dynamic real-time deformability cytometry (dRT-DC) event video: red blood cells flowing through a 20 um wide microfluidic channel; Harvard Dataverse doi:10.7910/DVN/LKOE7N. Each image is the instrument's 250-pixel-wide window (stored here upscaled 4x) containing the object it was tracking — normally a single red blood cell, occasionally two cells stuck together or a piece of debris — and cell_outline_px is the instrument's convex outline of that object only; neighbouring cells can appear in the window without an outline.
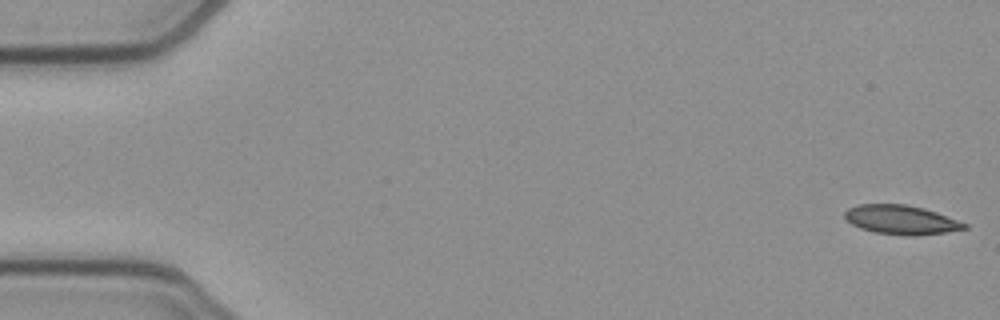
{"species": "common noctule bat (a hibernating species)", "species_latin": "Nyctalus noctula", "temperature_condition": "cold", "stored_images_in_passage": 52, "camera_frame_rate_fps": 3000, "um_per_image_px": 0.085, "animal": {"sex": "female", "body_mass_g": 21.9}, "frame": {"image": 1, "passage_image": 1, "time_ms": 0.0, "image_size_px": [1000, 320], "cell_outline_px": [[968, 228], [944, 232], [916, 236], [904, 236], [876, 232], [860, 228], [852, 224], [844, 216], [844, 212], [848, 208], [856, 204], [904, 204], [924, 208], [936, 212], [968, 224]], "centroid_in_image_um": [76.58, 18.68], "position_along_channel_um": 8.4, "area_um2": 20.29}}
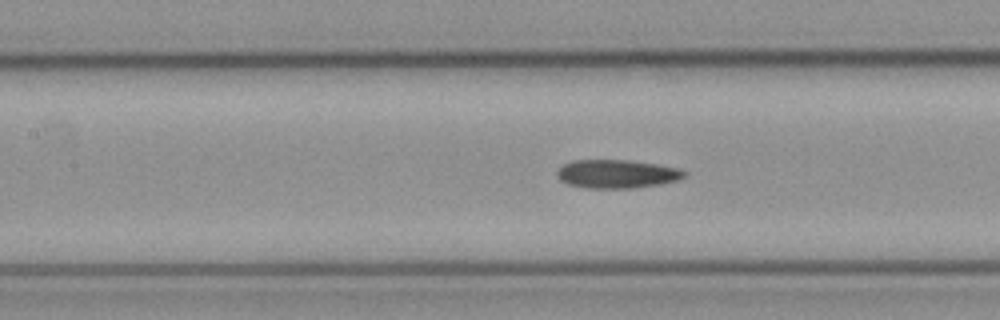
{"frame": {"image": 2, "passage_image": 23, "time_ms": 7.333, "image_size_px": [1000, 320], "cell_outline_px": [[688, 176], [680, 180], [660, 184], [632, 188], [588, 188], [568, 184], [560, 180], [556, 176], [556, 172], [564, 164], [572, 160], [628, 160], [656, 164], [680, 168], [688, 172]], "centroid_in_image_um": [52.48, 14.78], "position_along_channel_um": 154.9, "area_um2": 21.33}}
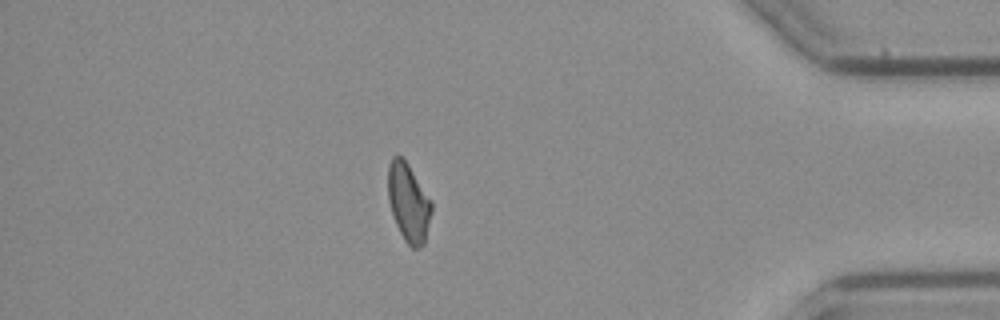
{"frame": {"image": 3, "passage_image": 45, "time_ms": 14.667, "image_size_px": [1000, 320], "cell_outline_px": [[432, 212], [424, 244], [420, 248], [412, 248], [404, 240], [396, 224], [388, 200], [388, 164], [392, 156], [400, 156], [408, 164], [432, 204]], "centroid_in_image_um": [34.71, 17.24], "position_along_channel_um": 400.5, "area_um2": 19.59}, "authors_computed_cell_mechanics": {"area_um2": 20.8947, "velocity_mm_per_s": 3.9097, "shape_relaxation_time_tau1_ms": null, "shape_relaxation_time_tau2_ms": 3.3959, "deformation_change_tau1": null, "deformation_change_tau2": 0.1086}}